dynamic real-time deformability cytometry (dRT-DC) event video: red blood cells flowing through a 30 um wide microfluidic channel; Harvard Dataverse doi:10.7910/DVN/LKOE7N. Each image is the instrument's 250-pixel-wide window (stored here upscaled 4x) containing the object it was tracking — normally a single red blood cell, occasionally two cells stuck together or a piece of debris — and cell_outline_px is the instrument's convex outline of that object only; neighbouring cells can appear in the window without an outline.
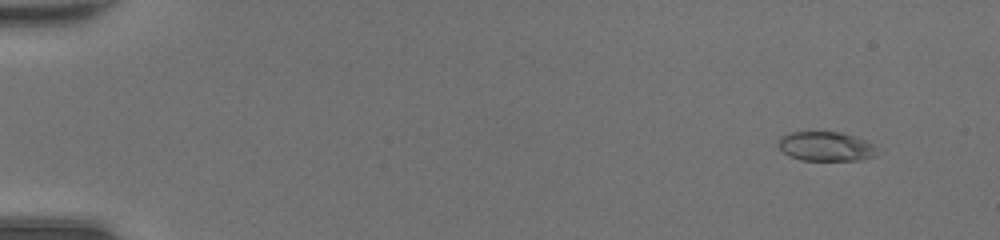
{"species": "common noctule bat (a hibernating species)", "species_latin": "Nyctalus noctula", "temperature_condition": "room temperature", "stored_images_in_passage": 49, "camera_frame_rate_fps": 3000, "um_per_image_px": 0.085, "animal": {"sex": "female", "body_mass_g": 20.0, "forearm_length_mm": 54.0}, "frame": {"image": 1, "passage_image": 5, "time_ms": 1.333, "image_size_px": [1000, 240], "cell_outline_px": [[884, 152], [876, 156], [860, 160], [800, 160], [788, 156], [776, 144], [776, 140], [780, 136], [788, 132], [840, 132], [876, 144]], "centroid_in_image_um": [70.24, 12.45], "position_along_channel_um": 14.8, "area_um2": 17.46}}
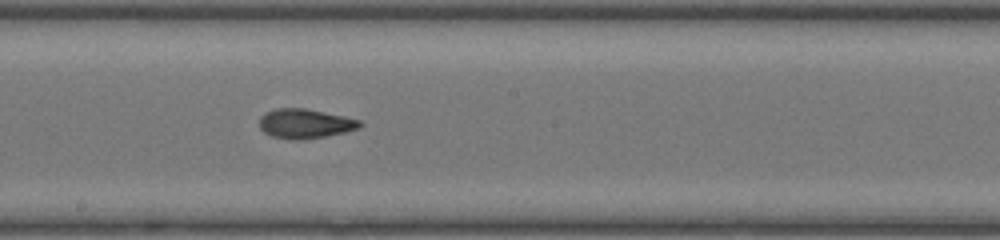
{"frame": {"image": 2, "passage_image": 29, "time_ms": 9.333, "image_size_px": [1000, 240], "cell_outline_px": [[364, 124], [360, 128], [344, 132], [304, 140], [292, 140], [272, 136], [264, 132], [260, 128], [260, 116], [264, 112], [276, 108], [304, 108], [344, 116], [360, 120]], "centroid_in_image_um": [25.92, 10.51], "position_along_channel_um": 222.3, "area_um2": 17.34}}
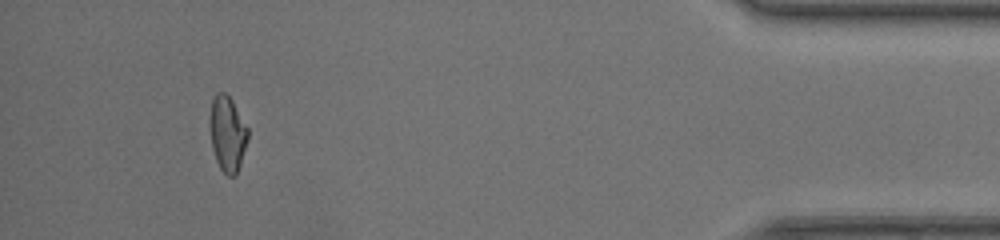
{"frame": {"image": 3, "passage_image": 46, "time_ms": 15.0, "image_size_px": [1000, 240], "cell_outline_px": [[248, 140], [236, 176], [228, 176], [220, 168], [216, 160], [212, 148], [208, 124], [208, 120], [212, 100], [216, 92], [224, 92], [232, 100], [248, 128]], "centroid_in_image_um": [19.31, 11.35], "position_along_channel_um": 415.9, "area_um2": 16.94}, "authors_computed_cell_mechanics": {"area_um2": 17.2244, "velocity_mm_per_s": 4.4291, "shape_relaxation_time_tau1_ms": null, "shape_relaxation_time_tau2_ms": 1.382, "deformation_change_tau1": null, "deformation_change_tau2": 0.0709}}